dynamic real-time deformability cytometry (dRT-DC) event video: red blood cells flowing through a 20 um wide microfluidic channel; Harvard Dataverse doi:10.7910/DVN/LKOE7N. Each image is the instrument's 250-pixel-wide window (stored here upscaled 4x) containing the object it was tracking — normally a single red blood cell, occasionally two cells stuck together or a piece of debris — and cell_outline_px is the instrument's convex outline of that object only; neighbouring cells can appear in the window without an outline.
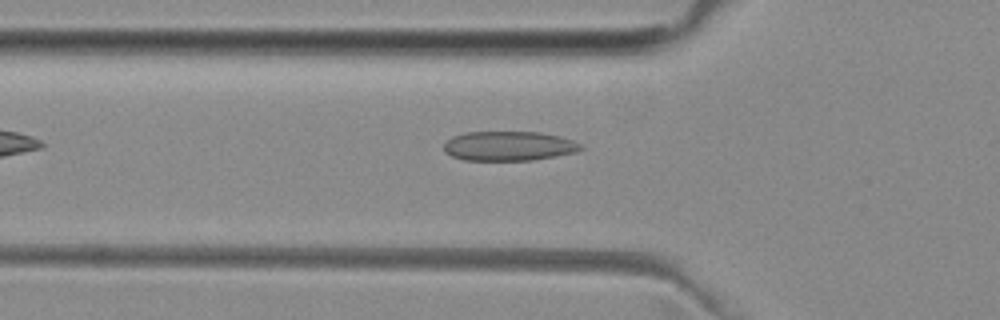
{"species": "common noctule bat (a hibernating species)", "species_latin": "Nyctalus noctula", "temperature_condition": "room temperature", "stored_images_in_passage": 32, "camera_frame_rate_fps": 3000, "um_per_image_px": 0.085, "animal": {"sex": "female", "body_mass_g": 29.2, "forearm_length_mm": 56.3}, "frame": {"image": 1, "passage_image": 3, "time_ms": 0.667, "image_size_px": [1000, 320], "cell_outline_px": [[584, 148], [576, 152], [556, 156], [532, 160], [464, 160], [452, 156], [444, 152], [444, 144], [452, 136], [464, 132], [540, 132], [560, 136], [584, 144]], "centroid_in_image_um": [43.27, 12.41], "position_along_channel_um": 82.5, "area_um2": 23.7}}
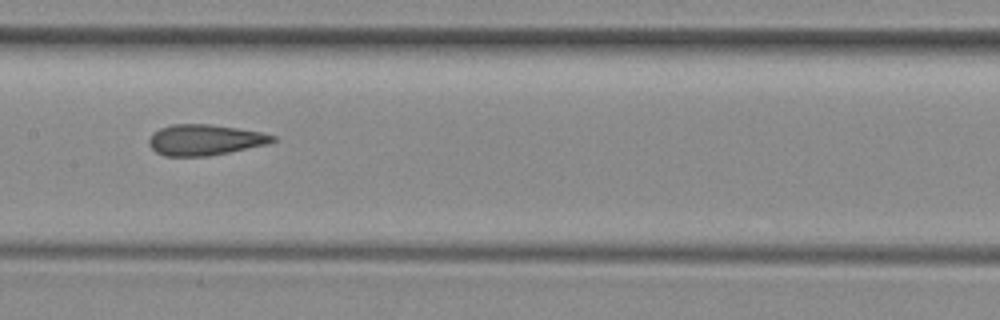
{"frame": {"image": 2, "passage_image": 11, "time_ms": 3.333, "image_size_px": [1000, 320], "cell_outline_px": [[276, 140], [268, 144], [208, 156], [164, 156], [156, 152], [148, 144], [148, 140], [152, 132], [160, 128], [172, 124], [208, 124], [264, 132], [276, 136]], "centroid_in_image_um": [17.4, 11.88], "position_along_channel_um": 190.0, "area_um2": 22.25}}
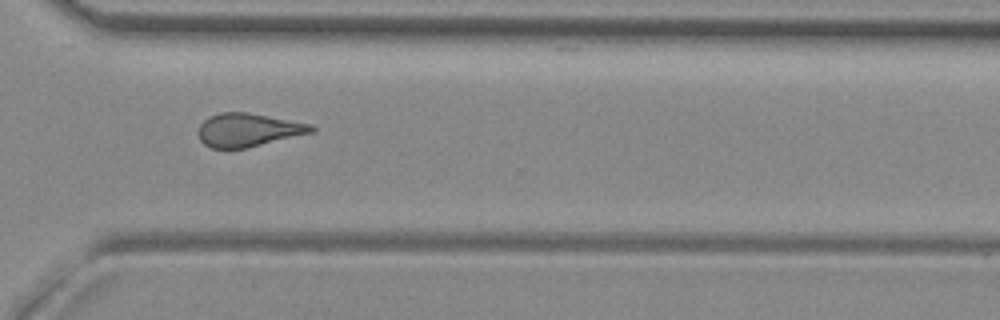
{"frame": {"image": 3, "passage_image": 23, "time_ms": 7.333, "image_size_px": [1000, 320], "cell_outline_px": [[316, 132], [244, 148], [212, 148], [204, 144], [200, 140], [196, 132], [200, 124], [208, 116], [220, 112], [248, 112], [312, 124], [316, 128]], "centroid_in_image_um": [21.09, 11.03], "position_along_channel_um": 349.5, "area_um2": 22.14}, "authors_computed_cell_mechanics": {"area_um2": 22.1374, "velocity_mm_per_s": 4.0033, "shape_relaxation_time_tau1_ms": null, "shape_relaxation_time_tau2_ms": 2.3791, "deformation_change_tau1": null, "deformation_change_tau2": 0.1086}}